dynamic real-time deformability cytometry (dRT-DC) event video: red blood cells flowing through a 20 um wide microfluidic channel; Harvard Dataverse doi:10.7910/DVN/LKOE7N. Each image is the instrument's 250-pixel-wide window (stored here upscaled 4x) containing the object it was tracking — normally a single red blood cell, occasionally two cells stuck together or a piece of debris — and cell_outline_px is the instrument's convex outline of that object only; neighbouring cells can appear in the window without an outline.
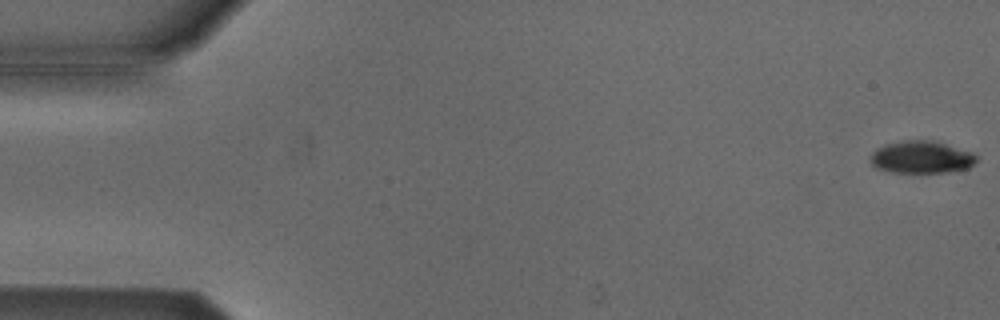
{"species": "Egyptian fruit bat (a non-hibernating species)", "species_latin": "Rousettus aegyptiacus", "temperature_condition": "cold", "stored_images_in_passage": 54, "camera_frame_rate_fps": 3000, "um_per_image_px": 0.085, "animal": {"sex": "male"}, "frame": {"image": 1, "passage_image": 1, "time_ms": 0.0, "image_size_px": [1000, 320], "cell_outline_px": [[976, 160], [968, 168], [944, 172], [892, 172], [876, 168], [872, 164], [872, 152], [876, 148], [884, 144], [904, 140], [936, 140], [972, 152], [976, 156]], "centroid_in_image_um": [78.31, 13.34], "position_along_channel_um": 6.7, "area_um2": 19.94}}
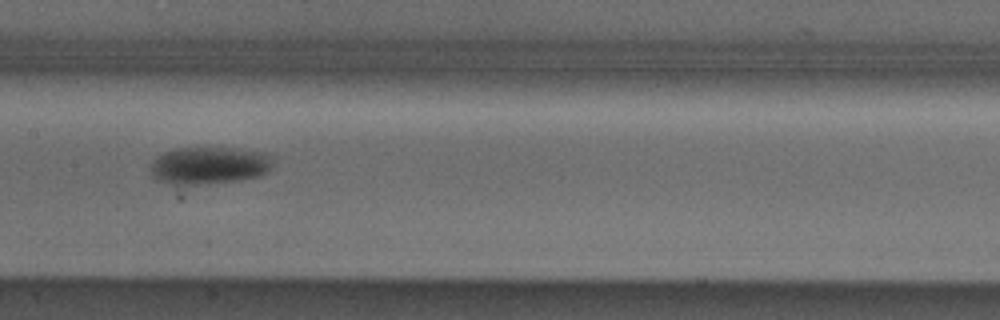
{"frame": {"image": 2, "passage_image": 27, "time_ms": 8.667, "image_size_px": [1000, 320], "cell_outline_px": [[272, 156], [268, 168], [264, 172], [256, 176], [236, 180], [196, 184], [172, 184], [160, 180], [152, 172], [152, 164], [156, 156], [164, 152], [176, 148], [232, 148], [264, 152]], "centroid_in_image_um": [17.75, 14.03], "position_along_channel_um": 189.6, "area_um2": 25.84}}
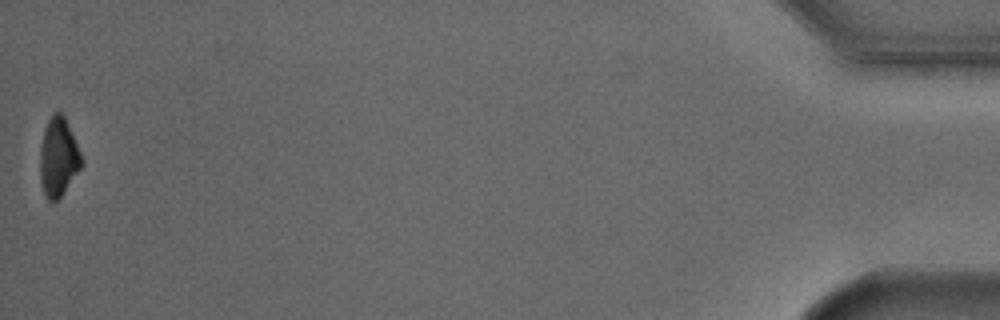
{"frame": {"image": 3, "passage_image": 54, "time_ms": 17.667, "image_size_px": [1000, 320], "cell_outline_px": [[84, 160], [80, 168], [60, 196], [52, 204], [48, 200], [44, 192], [40, 180], [40, 148], [44, 128], [48, 120], [56, 112], [60, 112], [64, 116]], "centroid_in_image_um": [4.95, 13.36], "position_along_channel_um": 430.3, "area_um2": 18.73}, "authors_computed_cell_mechanics": {"area_um2": 22.8021, "velocity_mm_per_s": 3.8134, "shape_relaxation_time_tau1_ms": 1.7237, "shape_relaxation_time_tau2_ms": null, "deformation_change_tau1": 0.0894, "deformation_change_tau2": null}}